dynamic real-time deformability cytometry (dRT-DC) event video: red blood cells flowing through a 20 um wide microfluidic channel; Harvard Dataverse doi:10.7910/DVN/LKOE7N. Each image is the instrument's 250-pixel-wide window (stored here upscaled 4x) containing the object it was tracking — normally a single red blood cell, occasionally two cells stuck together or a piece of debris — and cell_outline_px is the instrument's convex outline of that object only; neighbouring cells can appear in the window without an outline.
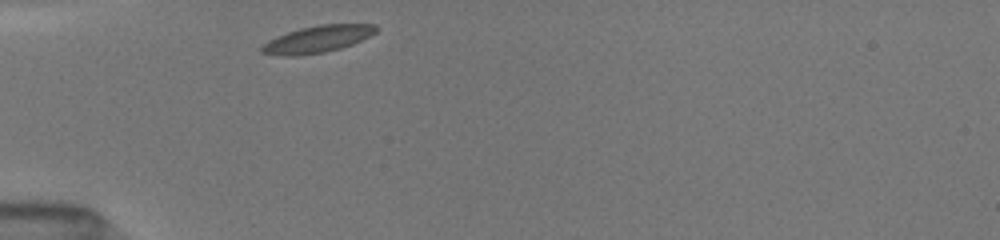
{"species": "common noctule bat (a hibernating species)", "species_latin": "Nyctalus noctula", "temperature_condition": "room temperature", "stored_images_in_passage": 29, "camera_frame_rate_fps": 3000, "um_per_image_px": 0.085, "animal": {"sex": "female", "body_mass_g": 19.5, "forearm_length_mm": 54.1}, "frame": {"image": 1, "passage_image": 1, "time_ms": 0.0, "image_size_px": [1000, 240], "cell_outline_px": [[376, 32], [352, 44], [340, 48], [324, 52], [300, 56], [280, 56], [260, 52], [260, 48], [268, 40], [288, 32], [300, 28], [320, 24], [376, 24]], "centroid_in_image_um": [26.95, 3.33], "position_along_channel_um": 58.1, "area_um2": 17.8}}
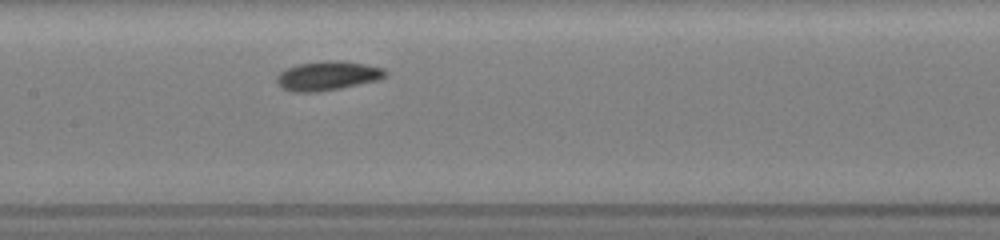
{"frame": {"image": 2, "passage_image": 11, "time_ms": 3.333, "image_size_px": [1000, 240], "cell_outline_px": [[388, 76], [376, 80], [340, 88], [316, 92], [292, 92], [280, 88], [276, 80], [276, 76], [280, 72], [296, 64], [324, 60], [336, 60], [364, 64], [384, 68], [388, 72]], "centroid_in_image_um": [27.82, 6.44], "position_along_channel_um": 179.6, "area_um2": 18.55}}
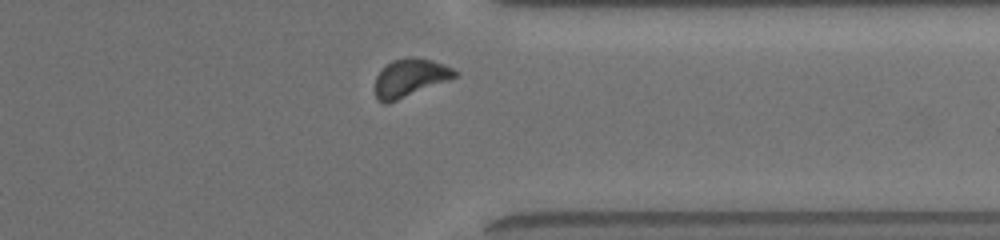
{"frame": {"image": 3, "passage_image": 26, "time_ms": 8.333, "image_size_px": [1000, 240], "cell_outline_px": [[456, 76], [388, 104], [384, 104], [376, 100], [376, 76], [392, 60], [408, 56], [412, 56], [432, 60], [444, 64], [452, 68], [456, 72]], "centroid_in_image_um": [34.81, 6.61], "position_along_channel_um": 376.6, "area_um2": 17.34}, "authors_computed_cell_mechanics": {"area_um2": 17.4556, "velocity_mm_per_s": 3.9723, "shape_relaxation_time_tau1_ms": 1.2022, "shape_relaxation_time_tau2_ms": 11.2516, "deformation_change_tau1": 0.0699, "deformation_change_tau2": 0.1259}}